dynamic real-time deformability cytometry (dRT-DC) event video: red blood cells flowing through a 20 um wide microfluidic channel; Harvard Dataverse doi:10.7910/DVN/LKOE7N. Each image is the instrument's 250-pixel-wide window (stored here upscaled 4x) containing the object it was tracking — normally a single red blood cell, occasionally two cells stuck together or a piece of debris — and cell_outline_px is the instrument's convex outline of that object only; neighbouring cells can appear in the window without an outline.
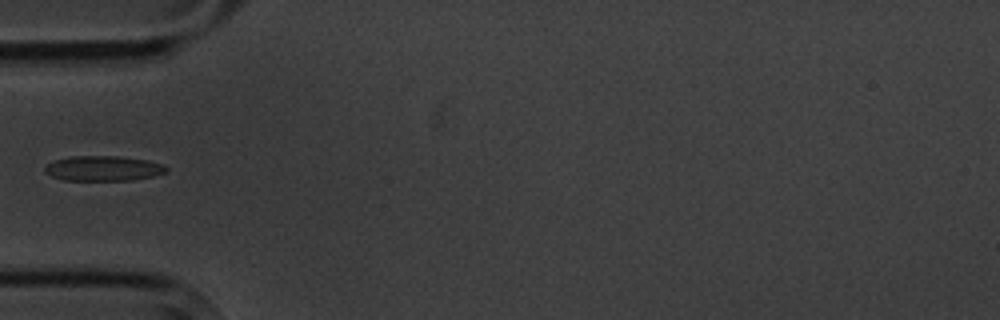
{"species": "common noctule bat (a hibernating species)", "species_latin": "Nyctalus noctula", "temperature_condition": "cold", "stored_images_in_passage": 5, "camera_frame_rate_fps": 3000, "um_per_image_px": 0.085, "animal": {"sex": "male", "body_mass_g": 20.1, "forearm_length_mm": 53.5}, "frame": {"image": 1, "passage_image": 5, "time_ms": 4.667, "image_size_px": [1000, 320], "cell_outline_px": [[168, 172], [152, 176], [132, 180], [64, 180], [52, 176], [44, 172], [44, 168], [52, 160], [68, 156], [120, 156], [148, 160], [164, 164], [168, 168]], "centroid_in_image_um": [8.78, 14.3], "position_along_channel_um": 76.2, "area_um2": 17.92}}